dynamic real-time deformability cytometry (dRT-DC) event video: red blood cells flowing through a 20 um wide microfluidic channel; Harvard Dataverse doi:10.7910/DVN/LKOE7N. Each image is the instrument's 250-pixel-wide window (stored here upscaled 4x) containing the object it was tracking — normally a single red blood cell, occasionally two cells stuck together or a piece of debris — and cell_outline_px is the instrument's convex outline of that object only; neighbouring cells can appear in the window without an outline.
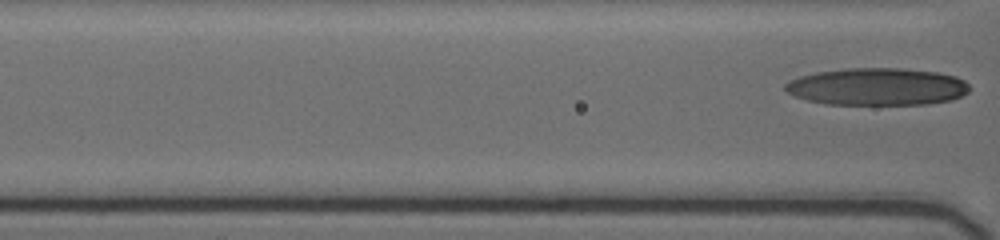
{"species": "human", "species_latin": "Homo sapiens", "temperature_condition": "cold", "stored_images_in_passage": 8, "segment_of_instrument_passage": [2, 2], "camera_frame_rate_fps": 3000, "um_per_image_px": 0.085, "donor": {"sex": "female"}, "frame": {"image": 1, "passage_image": 8, "time_ms": 7.333, "image_size_px": [1000, 240], "cell_outline_px": [[968, 92], [952, 100], [928, 104], [824, 104], [808, 100], [796, 96], [788, 92], [784, 88], [784, 84], [800, 76], [816, 72], [844, 68], [900, 68], [940, 72], [956, 76], [964, 80], [968, 84]], "centroid_in_image_um": [74.58, 7.36], "position_along_channel_um": 92.0, "area_um2": 40.11}}